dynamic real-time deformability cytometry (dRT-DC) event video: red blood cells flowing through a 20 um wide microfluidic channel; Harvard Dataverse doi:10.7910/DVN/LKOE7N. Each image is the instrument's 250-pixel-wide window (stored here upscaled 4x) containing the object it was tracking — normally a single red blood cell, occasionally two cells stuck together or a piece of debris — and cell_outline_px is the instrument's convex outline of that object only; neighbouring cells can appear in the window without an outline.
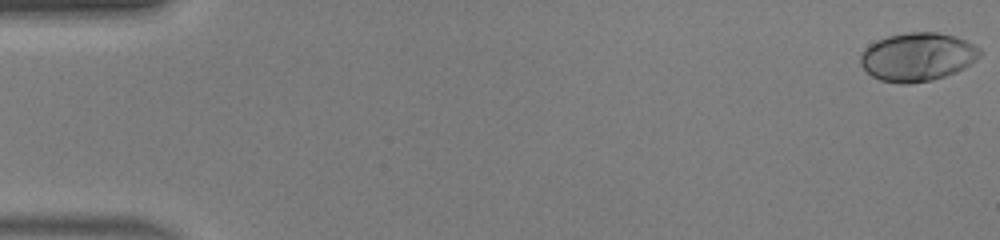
{"species": "human", "species_latin": "Homo sapiens", "temperature_condition": "warm", "stored_images_in_passage": 8, "camera_frame_rate_fps": 3000, "um_per_image_px": 0.085, "donor": {"sex": "male"}, "frame": {"image": 1, "passage_image": 1, "time_ms": 0.0, "image_size_px": [1000, 240], "cell_outline_px": [[984, 52], [976, 60], [964, 68], [956, 72], [932, 80], [908, 84], [900, 84], [880, 80], [872, 76], [860, 64], [860, 52], [868, 44], [876, 40], [888, 36], [908, 32], [936, 32], [956, 36], [980, 48]], "centroid_in_image_um": [77.97, 4.83], "position_along_channel_um": 7.0, "area_um2": 33.99}}